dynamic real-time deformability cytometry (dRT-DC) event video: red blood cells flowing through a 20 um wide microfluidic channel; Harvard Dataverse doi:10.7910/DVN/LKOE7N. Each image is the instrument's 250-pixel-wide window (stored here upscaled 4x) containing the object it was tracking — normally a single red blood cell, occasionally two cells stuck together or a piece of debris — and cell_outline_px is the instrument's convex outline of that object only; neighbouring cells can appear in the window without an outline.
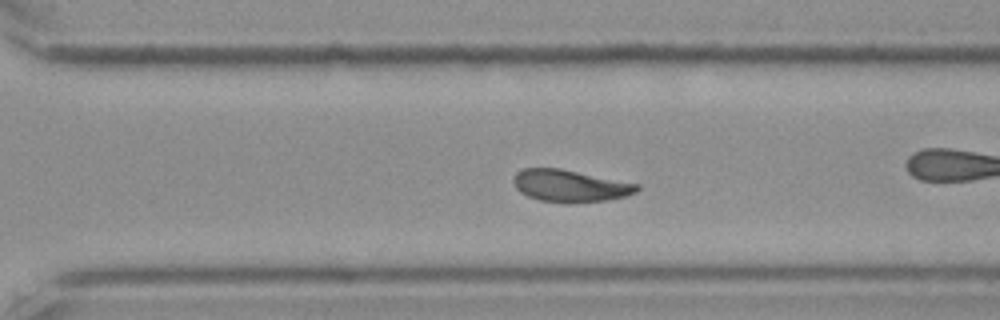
{"species": "Egyptian fruit bat (a non-hibernating species)", "species_latin": "Rousettus aegyptiacus", "temperature_condition": "cold", "stored_images_in_passage": 43, "camera_frame_rate_fps": 3000, "um_per_image_px": 0.085, "frame": {"image": 1, "passage_image": 25, "time_ms": 8.0, "image_size_px": [1000, 320], "cell_outline_px": [[640, 188], [636, 192], [624, 196], [604, 200], [540, 200], [528, 196], [520, 192], [516, 188], [512, 180], [516, 172], [524, 168], [560, 168], [640, 184]], "centroid_in_image_um": [48.43, 15.74], "position_along_channel_um": 322.2, "area_um2": 22.25}}
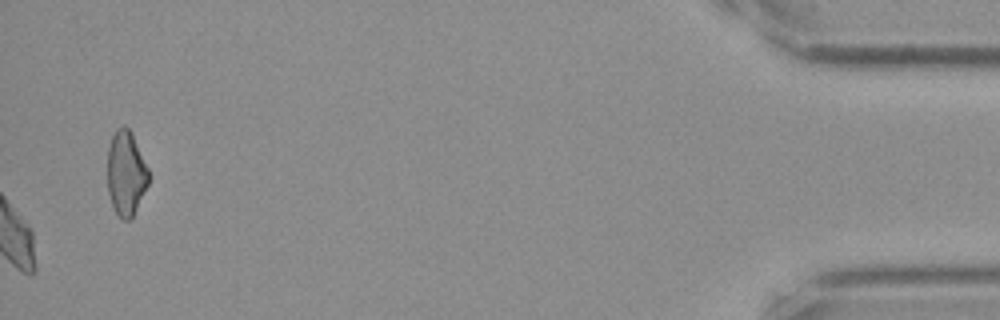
{"frame": {"image": 2, "passage_image": 43, "time_ms": 14.0, "image_size_px": [1000, 320], "cell_outline_px": [[148, 184], [132, 216], [128, 220], [124, 220], [116, 212], [112, 204], [108, 192], [108, 148], [112, 136], [116, 128], [124, 124], [132, 132], [148, 168]], "centroid_in_image_um": [10.7, 14.67], "position_along_channel_um": 424.5, "area_um2": 20.06}, "authors_computed_cell_mechanics": {"area_um2": 22.7732, "velocity_mm_per_s": 3.5259, "shape_relaxation_time_tau1_ms": null, "shape_relaxation_time_tau2_ms": 4.9203, "deformation_change_tau1": null, "deformation_change_tau2": 0.094}}